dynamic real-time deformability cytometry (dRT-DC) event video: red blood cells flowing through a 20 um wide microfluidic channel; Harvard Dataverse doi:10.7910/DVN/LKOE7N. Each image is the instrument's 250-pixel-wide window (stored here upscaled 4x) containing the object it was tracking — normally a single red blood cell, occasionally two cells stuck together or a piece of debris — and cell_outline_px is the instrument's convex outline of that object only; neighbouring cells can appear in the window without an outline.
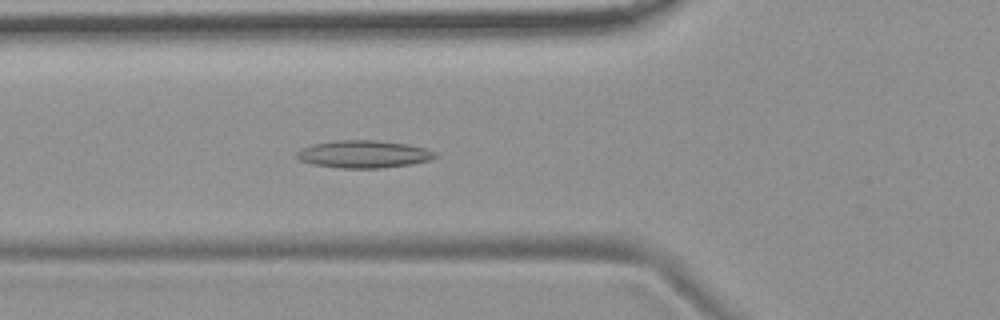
{"species": "common noctule bat (a hibernating species)", "species_latin": "Nyctalus noctula", "temperature_condition": "room temperature", "stored_images_in_passage": 51, "camera_frame_rate_fps": 3000, "um_per_image_px": 0.085, "animal": {"sex": "female", "body_mass_g": 19.9}, "frame": {"image": 1, "passage_image": 16, "time_ms": 5.0, "image_size_px": [1000, 320], "cell_outline_px": [[436, 156], [432, 160], [408, 164], [380, 168], [340, 168], [312, 164], [300, 160], [296, 156], [296, 152], [312, 144], [336, 140], [376, 140], [408, 144], [424, 148], [436, 152]], "centroid_in_image_um": [30.91, 13.1], "position_along_channel_um": 94.9, "area_um2": 22.08}}
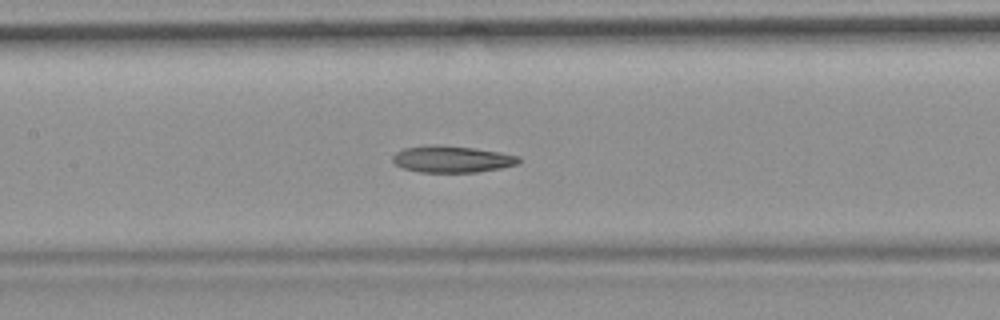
{"frame": {"image": 2, "passage_image": 22, "time_ms": 7.0, "image_size_px": [1000, 320], "cell_outline_px": [[520, 164], [500, 168], [476, 172], [420, 172], [404, 168], [396, 164], [392, 160], [392, 156], [396, 152], [404, 148], [428, 144], [436, 144], [472, 148], [500, 152], [520, 156]], "centroid_in_image_um": [38.42, 13.52], "position_along_channel_um": 169.0, "area_um2": 19.65}}
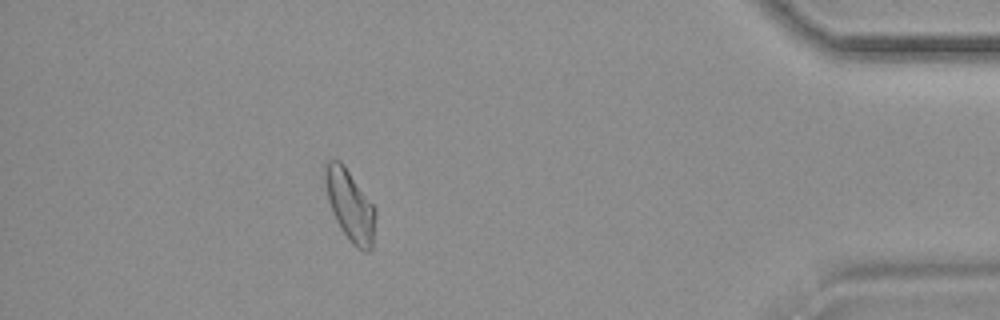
{"frame": {"image": 3, "passage_image": 45, "time_ms": 14.667, "image_size_px": [1000, 320], "cell_outline_px": [[376, 216], [372, 248], [368, 252], [364, 252], [356, 248], [348, 240], [340, 228], [332, 212], [328, 200], [324, 184], [324, 164], [328, 160], [340, 160], [344, 164], [376, 208]], "centroid_in_image_um": [29.75, 17.46], "position_along_channel_um": 405.5, "area_um2": 21.27}, "authors_computed_cell_mechanics": {"area_um2": 20.6346, "velocity_mm_per_s": 3.7023, "shape_relaxation_time_tau1_ms": null, "shape_relaxation_time_tau2_ms": 3.7115, "deformation_change_tau1": null, "deformation_change_tau2": 0.1117}}